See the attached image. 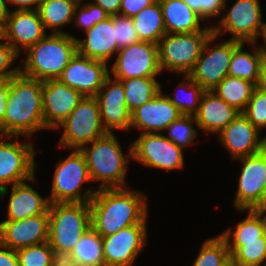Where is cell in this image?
<instances>
[{
  "label": "cell",
  "instance_id": "cell-3",
  "mask_svg": "<svg viewBox=\"0 0 266 266\" xmlns=\"http://www.w3.org/2000/svg\"><path fill=\"white\" fill-rule=\"evenodd\" d=\"M91 145L86 144L80 150L85 155L91 181L101 182L97 189L126 187L127 164L133 157L132 143L126 156L113 132H107Z\"/></svg>",
  "mask_w": 266,
  "mask_h": 266
},
{
  "label": "cell",
  "instance_id": "cell-4",
  "mask_svg": "<svg viewBox=\"0 0 266 266\" xmlns=\"http://www.w3.org/2000/svg\"><path fill=\"white\" fill-rule=\"evenodd\" d=\"M77 38L68 33H51L27 50L25 76L46 81L58 79L78 52Z\"/></svg>",
  "mask_w": 266,
  "mask_h": 266
},
{
  "label": "cell",
  "instance_id": "cell-23",
  "mask_svg": "<svg viewBox=\"0 0 266 266\" xmlns=\"http://www.w3.org/2000/svg\"><path fill=\"white\" fill-rule=\"evenodd\" d=\"M84 40H77L78 52L87 58L108 62L119 48L115 40L114 16L102 20L85 32Z\"/></svg>",
  "mask_w": 266,
  "mask_h": 266
},
{
  "label": "cell",
  "instance_id": "cell-41",
  "mask_svg": "<svg viewBox=\"0 0 266 266\" xmlns=\"http://www.w3.org/2000/svg\"><path fill=\"white\" fill-rule=\"evenodd\" d=\"M114 27L115 40L119 49L140 41L132 17L114 16Z\"/></svg>",
  "mask_w": 266,
  "mask_h": 266
},
{
  "label": "cell",
  "instance_id": "cell-43",
  "mask_svg": "<svg viewBox=\"0 0 266 266\" xmlns=\"http://www.w3.org/2000/svg\"><path fill=\"white\" fill-rule=\"evenodd\" d=\"M18 56L8 42H0V77H13L20 72L19 67L10 69Z\"/></svg>",
  "mask_w": 266,
  "mask_h": 266
},
{
  "label": "cell",
  "instance_id": "cell-18",
  "mask_svg": "<svg viewBox=\"0 0 266 266\" xmlns=\"http://www.w3.org/2000/svg\"><path fill=\"white\" fill-rule=\"evenodd\" d=\"M113 80L109 75L95 96L101 113L102 126L110 133L114 129L130 130L131 126V112L126 106L124 87L120 80L115 78Z\"/></svg>",
  "mask_w": 266,
  "mask_h": 266
},
{
  "label": "cell",
  "instance_id": "cell-1",
  "mask_svg": "<svg viewBox=\"0 0 266 266\" xmlns=\"http://www.w3.org/2000/svg\"><path fill=\"white\" fill-rule=\"evenodd\" d=\"M146 196L126 188L97 189L90 203L91 227L102 237L147 224Z\"/></svg>",
  "mask_w": 266,
  "mask_h": 266
},
{
  "label": "cell",
  "instance_id": "cell-10",
  "mask_svg": "<svg viewBox=\"0 0 266 266\" xmlns=\"http://www.w3.org/2000/svg\"><path fill=\"white\" fill-rule=\"evenodd\" d=\"M218 36L212 33L189 76L205 91H212L226 76L234 49L241 43L228 39L218 45L210 46Z\"/></svg>",
  "mask_w": 266,
  "mask_h": 266
},
{
  "label": "cell",
  "instance_id": "cell-47",
  "mask_svg": "<svg viewBox=\"0 0 266 266\" xmlns=\"http://www.w3.org/2000/svg\"><path fill=\"white\" fill-rule=\"evenodd\" d=\"M122 0H94V4L102 7L110 16L119 15Z\"/></svg>",
  "mask_w": 266,
  "mask_h": 266
},
{
  "label": "cell",
  "instance_id": "cell-28",
  "mask_svg": "<svg viewBox=\"0 0 266 266\" xmlns=\"http://www.w3.org/2000/svg\"><path fill=\"white\" fill-rule=\"evenodd\" d=\"M132 19L140 41L158 45L160 39L166 34L159 0L143 8Z\"/></svg>",
  "mask_w": 266,
  "mask_h": 266
},
{
  "label": "cell",
  "instance_id": "cell-31",
  "mask_svg": "<svg viewBox=\"0 0 266 266\" xmlns=\"http://www.w3.org/2000/svg\"><path fill=\"white\" fill-rule=\"evenodd\" d=\"M256 86L241 78L226 76L212 91L227 104L243 112Z\"/></svg>",
  "mask_w": 266,
  "mask_h": 266
},
{
  "label": "cell",
  "instance_id": "cell-7",
  "mask_svg": "<svg viewBox=\"0 0 266 266\" xmlns=\"http://www.w3.org/2000/svg\"><path fill=\"white\" fill-rule=\"evenodd\" d=\"M56 165L51 195L47 197L50 204L90 202L97 189L89 188L83 195L81 193L82 184L88 181L91 182L87 161L83 152L80 149H73L72 153L65 160H60Z\"/></svg>",
  "mask_w": 266,
  "mask_h": 266
},
{
  "label": "cell",
  "instance_id": "cell-29",
  "mask_svg": "<svg viewBox=\"0 0 266 266\" xmlns=\"http://www.w3.org/2000/svg\"><path fill=\"white\" fill-rule=\"evenodd\" d=\"M78 0H42L37 11L44 28L52 29L51 33H65L60 28L74 20Z\"/></svg>",
  "mask_w": 266,
  "mask_h": 266
},
{
  "label": "cell",
  "instance_id": "cell-45",
  "mask_svg": "<svg viewBox=\"0 0 266 266\" xmlns=\"http://www.w3.org/2000/svg\"><path fill=\"white\" fill-rule=\"evenodd\" d=\"M11 77H0V135L4 136V116L6 113Z\"/></svg>",
  "mask_w": 266,
  "mask_h": 266
},
{
  "label": "cell",
  "instance_id": "cell-12",
  "mask_svg": "<svg viewBox=\"0 0 266 266\" xmlns=\"http://www.w3.org/2000/svg\"><path fill=\"white\" fill-rule=\"evenodd\" d=\"M183 149L160 133H144L132 143V159L165 171L184 167Z\"/></svg>",
  "mask_w": 266,
  "mask_h": 266
},
{
  "label": "cell",
  "instance_id": "cell-21",
  "mask_svg": "<svg viewBox=\"0 0 266 266\" xmlns=\"http://www.w3.org/2000/svg\"><path fill=\"white\" fill-rule=\"evenodd\" d=\"M49 214L0 223V244L18 250L48 241Z\"/></svg>",
  "mask_w": 266,
  "mask_h": 266
},
{
  "label": "cell",
  "instance_id": "cell-20",
  "mask_svg": "<svg viewBox=\"0 0 266 266\" xmlns=\"http://www.w3.org/2000/svg\"><path fill=\"white\" fill-rule=\"evenodd\" d=\"M260 131L240 112L219 134L224 147L233 159H239L262 151L266 136L260 138Z\"/></svg>",
  "mask_w": 266,
  "mask_h": 266
},
{
  "label": "cell",
  "instance_id": "cell-52",
  "mask_svg": "<svg viewBox=\"0 0 266 266\" xmlns=\"http://www.w3.org/2000/svg\"><path fill=\"white\" fill-rule=\"evenodd\" d=\"M52 266H78V265L73 262H70L66 258H57Z\"/></svg>",
  "mask_w": 266,
  "mask_h": 266
},
{
  "label": "cell",
  "instance_id": "cell-49",
  "mask_svg": "<svg viewBox=\"0 0 266 266\" xmlns=\"http://www.w3.org/2000/svg\"><path fill=\"white\" fill-rule=\"evenodd\" d=\"M256 88L266 93V57L263 58Z\"/></svg>",
  "mask_w": 266,
  "mask_h": 266
},
{
  "label": "cell",
  "instance_id": "cell-39",
  "mask_svg": "<svg viewBox=\"0 0 266 266\" xmlns=\"http://www.w3.org/2000/svg\"><path fill=\"white\" fill-rule=\"evenodd\" d=\"M81 4L79 2L76 6L74 13V19H76L74 23L75 26L82 28L84 32L110 16L102 7L95 5L93 2Z\"/></svg>",
  "mask_w": 266,
  "mask_h": 266
},
{
  "label": "cell",
  "instance_id": "cell-19",
  "mask_svg": "<svg viewBox=\"0 0 266 266\" xmlns=\"http://www.w3.org/2000/svg\"><path fill=\"white\" fill-rule=\"evenodd\" d=\"M46 35L37 10L13 9L3 26V40H6L19 56L21 48L27 51Z\"/></svg>",
  "mask_w": 266,
  "mask_h": 266
},
{
  "label": "cell",
  "instance_id": "cell-30",
  "mask_svg": "<svg viewBox=\"0 0 266 266\" xmlns=\"http://www.w3.org/2000/svg\"><path fill=\"white\" fill-rule=\"evenodd\" d=\"M249 44H252V48H255L254 53L243 51V42L234 49L229 65L228 76L247 80L256 86L259 79L261 63L264 57L259 52V49L254 47L256 46V43Z\"/></svg>",
  "mask_w": 266,
  "mask_h": 266
},
{
  "label": "cell",
  "instance_id": "cell-24",
  "mask_svg": "<svg viewBox=\"0 0 266 266\" xmlns=\"http://www.w3.org/2000/svg\"><path fill=\"white\" fill-rule=\"evenodd\" d=\"M239 113V110L227 104L213 91H205L194 117L199 129L205 133L219 134Z\"/></svg>",
  "mask_w": 266,
  "mask_h": 266
},
{
  "label": "cell",
  "instance_id": "cell-42",
  "mask_svg": "<svg viewBox=\"0 0 266 266\" xmlns=\"http://www.w3.org/2000/svg\"><path fill=\"white\" fill-rule=\"evenodd\" d=\"M194 11L204 19L218 17L226 9L228 0H184ZM218 15V16H217Z\"/></svg>",
  "mask_w": 266,
  "mask_h": 266
},
{
  "label": "cell",
  "instance_id": "cell-15",
  "mask_svg": "<svg viewBox=\"0 0 266 266\" xmlns=\"http://www.w3.org/2000/svg\"><path fill=\"white\" fill-rule=\"evenodd\" d=\"M108 70L106 62L77 52L58 79L84 96L95 97L110 75Z\"/></svg>",
  "mask_w": 266,
  "mask_h": 266
},
{
  "label": "cell",
  "instance_id": "cell-25",
  "mask_svg": "<svg viewBox=\"0 0 266 266\" xmlns=\"http://www.w3.org/2000/svg\"><path fill=\"white\" fill-rule=\"evenodd\" d=\"M50 202L43 198L25 181L12 185L8 202L7 220H23L28 217L48 214Z\"/></svg>",
  "mask_w": 266,
  "mask_h": 266
},
{
  "label": "cell",
  "instance_id": "cell-46",
  "mask_svg": "<svg viewBox=\"0 0 266 266\" xmlns=\"http://www.w3.org/2000/svg\"><path fill=\"white\" fill-rule=\"evenodd\" d=\"M0 266H19L16 250L0 244Z\"/></svg>",
  "mask_w": 266,
  "mask_h": 266
},
{
  "label": "cell",
  "instance_id": "cell-35",
  "mask_svg": "<svg viewBox=\"0 0 266 266\" xmlns=\"http://www.w3.org/2000/svg\"><path fill=\"white\" fill-rule=\"evenodd\" d=\"M184 78V83H180L177 87L178 89L176 90L182 91L186 98L184 96L182 97V94L178 93L175 94V98H172L169 94L166 95L171 103L178 108L182 115L194 116L198 111L200 100L205 90L198 83L194 82L189 75H184ZM184 89L187 91H184Z\"/></svg>",
  "mask_w": 266,
  "mask_h": 266
},
{
  "label": "cell",
  "instance_id": "cell-44",
  "mask_svg": "<svg viewBox=\"0 0 266 266\" xmlns=\"http://www.w3.org/2000/svg\"><path fill=\"white\" fill-rule=\"evenodd\" d=\"M156 0H122L119 15L133 17Z\"/></svg>",
  "mask_w": 266,
  "mask_h": 266
},
{
  "label": "cell",
  "instance_id": "cell-5",
  "mask_svg": "<svg viewBox=\"0 0 266 266\" xmlns=\"http://www.w3.org/2000/svg\"><path fill=\"white\" fill-rule=\"evenodd\" d=\"M48 242L57 258H66L91 227L90 203H51Z\"/></svg>",
  "mask_w": 266,
  "mask_h": 266
},
{
  "label": "cell",
  "instance_id": "cell-38",
  "mask_svg": "<svg viewBox=\"0 0 266 266\" xmlns=\"http://www.w3.org/2000/svg\"><path fill=\"white\" fill-rule=\"evenodd\" d=\"M195 122V123H194ZM192 123L197 126L194 116L182 115L173 121L164 131L168 132V139L174 142L178 147L184 149L185 146L192 145L191 142L197 137V131Z\"/></svg>",
  "mask_w": 266,
  "mask_h": 266
},
{
  "label": "cell",
  "instance_id": "cell-54",
  "mask_svg": "<svg viewBox=\"0 0 266 266\" xmlns=\"http://www.w3.org/2000/svg\"><path fill=\"white\" fill-rule=\"evenodd\" d=\"M0 40L4 41L3 40V26L1 24H0Z\"/></svg>",
  "mask_w": 266,
  "mask_h": 266
},
{
  "label": "cell",
  "instance_id": "cell-11",
  "mask_svg": "<svg viewBox=\"0 0 266 266\" xmlns=\"http://www.w3.org/2000/svg\"><path fill=\"white\" fill-rule=\"evenodd\" d=\"M262 9L259 0H237L227 14L212 26L218 37L229 32L231 40L243 43H257V38L265 23L262 22Z\"/></svg>",
  "mask_w": 266,
  "mask_h": 266
},
{
  "label": "cell",
  "instance_id": "cell-27",
  "mask_svg": "<svg viewBox=\"0 0 266 266\" xmlns=\"http://www.w3.org/2000/svg\"><path fill=\"white\" fill-rule=\"evenodd\" d=\"M66 259L78 266H106L102 236L90 227L75 244Z\"/></svg>",
  "mask_w": 266,
  "mask_h": 266
},
{
  "label": "cell",
  "instance_id": "cell-40",
  "mask_svg": "<svg viewBox=\"0 0 266 266\" xmlns=\"http://www.w3.org/2000/svg\"><path fill=\"white\" fill-rule=\"evenodd\" d=\"M259 130L266 128V93L255 88L246 109L242 112Z\"/></svg>",
  "mask_w": 266,
  "mask_h": 266
},
{
  "label": "cell",
  "instance_id": "cell-32",
  "mask_svg": "<svg viewBox=\"0 0 266 266\" xmlns=\"http://www.w3.org/2000/svg\"><path fill=\"white\" fill-rule=\"evenodd\" d=\"M226 241L231 261L236 266H261L266 263V233L251 241Z\"/></svg>",
  "mask_w": 266,
  "mask_h": 266
},
{
  "label": "cell",
  "instance_id": "cell-37",
  "mask_svg": "<svg viewBox=\"0 0 266 266\" xmlns=\"http://www.w3.org/2000/svg\"><path fill=\"white\" fill-rule=\"evenodd\" d=\"M16 253L19 266H52L57 259L48 241L18 249Z\"/></svg>",
  "mask_w": 266,
  "mask_h": 266
},
{
  "label": "cell",
  "instance_id": "cell-53",
  "mask_svg": "<svg viewBox=\"0 0 266 266\" xmlns=\"http://www.w3.org/2000/svg\"><path fill=\"white\" fill-rule=\"evenodd\" d=\"M260 35L263 36L265 44L263 46L261 45V47H258V49H259V52L262 54V56L266 57V23L263 29L261 30Z\"/></svg>",
  "mask_w": 266,
  "mask_h": 266
},
{
  "label": "cell",
  "instance_id": "cell-26",
  "mask_svg": "<svg viewBox=\"0 0 266 266\" xmlns=\"http://www.w3.org/2000/svg\"><path fill=\"white\" fill-rule=\"evenodd\" d=\"M159 3L166 33H193L205 29L200 25L205 19L184 0H159Z\"/></svg>",
  "mask_w": 266,
  "mask_h": 266
},
{
  "label": "cell",
  "instance_id": "cell-33",
  "mask_svg": "<svg viewBox=\"0 0 266 266\" xmlns=\"http://www.w3.org/2000/svg\"><path fill=\"white\" fill-rule=\"evenodd\" d=\"M120 81L125 90L126 106L130 112L150 101L162 90L156 77H135Z\"/></svg>",
  "mask_w": 266,
  "mask_h": 266
},
{
  "label": "cell",
  "instance_id": "cell-9",
  "mask_svg": "<svg viewBox=\"0 0 266 266\" xmlns=\"http://www.w3.org/2000/svg\"><path fill=\"white\" fill-rule=\"evenodd\" d=\"M0 135V197L8 193L7 184H17L23 181H36L35 179V151L34 143L17 142L18 136H14L16 140L10 141L12 136Z\"/></svg>",
  "mask_w": 266,
  "mask_h": 266
},
{
  "label": "cell",
  "instance_id": "cell-34",
  "mask_svg": "<svg viewBox=\"0 0 266 266\" xmlns=\"http://www.w3.org/2000/svg\"><path fill=\"white\" fill-rule=\"evenodd\" d=\"M230 261L227 243L218 235L204 241L192 266H226Z\"/></svg>",
  "mask_w": 266,
  "mask_h": 266
},
{
  "label": "cell",
  "instance_id": "cell-36",
  "mask_svg": "<svg viewBox=\"0 0 266 266\" xmlns=\"http://www.w3.org/2000/svg\"><path fill=\"white\" fill-rule=\"evenodd\" d=\"M266 233L265 225L261 217L254 211L248 209L247 217L238 222L234 231L227 229L222 234H219L225 241H251L258 240Z\"/></svg>",
  "mask_w": 266,
  "mask_h": 266
},
{
  "label": "cell",
  "instance_id": "cell-8",
  "mask_svg": "<svg viewBox=\"0 0 266 266\" xmlns=\"http://www.w3.org/2000/svg\"><path fill=\"white\" fill-rule=\"evenodd\" d=\"M63 128L59 146L67 149H81L104 136L101 113L95 97L85 96L71 114L58 126Z\"/></svg>",
  "mask_w": 266,
  "mask_h": 266
},
{
  "label": "cell",
  "instance_id": "cell-6",
  "mask_svg": "<svg viewBox=\"0 0 266 266\" xmlns=\"http://www.w3.org/2000/svg\"><path fill=\"white\" fill-rule=\"evenodd\" d=\"M212 33L211 25L193 33H166L158 43L161 72L169 70L189 75Z\"/></svg>",
  "mask_w": 266,
  "mask_h": 266
},
{
  "label": "cell",
  "instance_id": "cell-51",
  "mask_svg": "<svg viewBox=\"0 0 266 266\" xmlns=\"http://www.w3.org/2000/svg\"><path fill=\"white\" fill-rule=\"evenodd\" d=\"M254 211L261 217L265 229H266V196L264 199L254 208Z\"/></svg>",
  "mask_w": 266,
  "mask_h": 266
},
{
  "label": "cell",
  "instance_id": "cell-17",
  "mask_svg": "<svg viewBox=\"0 0 266 266\" xmlns=\"http://www.w3.org/2000/svg\"><path fill=\"white\" fill-rule=\"evenodd\" d=\"M85 96L59 79L43 81L42 101L45 128L57 129Z\"/></svg>",
  "mask_w": 266,
  "mask_h": 266
},
{
  "label": "cell",
  "instance_id": "cell-2",
  "mask_svg": "<svg viewBox=\"0 0 266 266\" xmlns=\"http://www.w3.org/2000/svg\"><path fill=\"white\" fill-rule=\"evenodd\" d=\"M43 81L21 72L11 77L4 116V136H31L46 129L43 120Z\"/></svg>",
  "mask_w": 266,
  "mask_h": 266
},
{
  "label": "cell",
  "instance_id": "cell-13",
  "mask_svg": "<svg viewBox=\"0 0 266 266\" xmlns=\"http://www.w3.org/2000/svg\"><path fill=\"white\" fill-rule=\"evenodd\" d=\"M111 72L117 80L156 77L161 73L158 45L139 41L118 50Z\"/></svg>",
  "mask_w": 266,
  "mask_h": 266
},
{
  "label": "cell",
  "instance_id": "cell-16",
  "mask_svg": "<svg viewBox=\"0 0 266 266\" xmlns=\"http://www.w3.org/2000/svg\"><path fill=\"white\" fill-rule=\"evenodd\" d=\"M147 224L123 228L115 234L102 237L106 266H132L146 244Z\"/></svg>",
  "mask_w": 266,
  "mask_h": 266
},
{
  "label": "cell",
  "instance_id": "cell-14",
  "mask_svg": "<svg viewBox=\"0 0 266 266\" xmlns=\"http://www.w3.org/2000/svg\"><path fill=\"white\" fill-rule=\"evenodd\" d=\"M238 160L243 166L234 206L246 211L254 209L266 196V146L262 151Z\"/></svg>",
  "mask_w": 266,
  "mask_h": 266
},
{
  "label": "cell",
  "instance_id": "cell-22",
  "mask_svg": "<svg viewBox=\"0 0 266 266\" xmlns=\"http://www.w3.org/2000/svg\"><path fill=\"white\" fill-rule=\"evenodd\" d=\"M182 116L161 90L154 98L131 112V127L144 133H162L173 121Z\"/></svg>",
  "mask_w": 266,
  "mask_h": 266
},
{
  "label": "cell",
  "instance_id": "cell-48",
  "mask_svg": "<svg viewBox=\"0 0 266 266\" xmlns=\"http://www.w3.org/2000/svg\"><path fill=\"white\" fill-rule=\"evenodd\" d=\"M6 1L8 4L9 3H11V5L13 4V6L17 5L18 8H16V10H37L42 2V0H6Z\"/></svg>",
  "mask_w": 266,
  "mask_h": 266
},
{
  "label": "cell",
  "instance_id": "cell-55",
  "mask_svg": "<svg viewBox=\"0 0 266 266\" xmlns=\"http://www.w3.org/2000/svg\"><path fill=\"white\" fill-rule=\"evenodd\" d=\"M226 266H236L232 261H230Z\"/></svg>",
  "mask_w": 266,
  "mask_h": 266
},
{
  "label": "cell",
  "instance_id": "cell-50",
  "mask_svg": "<svg viewBox=\"0 0 266 266\" xmlns=\"http://www.w3.org/2000/svg\"><path fill=\"white\" fill-rule=\"evenodd\" d=\"M9 14H10V11L7 7V1L6 0H0V24L2 26L5 25Z\"/></svg>",
  "mask_w": 266,
  "mask_h": 266
}]
</instances>
